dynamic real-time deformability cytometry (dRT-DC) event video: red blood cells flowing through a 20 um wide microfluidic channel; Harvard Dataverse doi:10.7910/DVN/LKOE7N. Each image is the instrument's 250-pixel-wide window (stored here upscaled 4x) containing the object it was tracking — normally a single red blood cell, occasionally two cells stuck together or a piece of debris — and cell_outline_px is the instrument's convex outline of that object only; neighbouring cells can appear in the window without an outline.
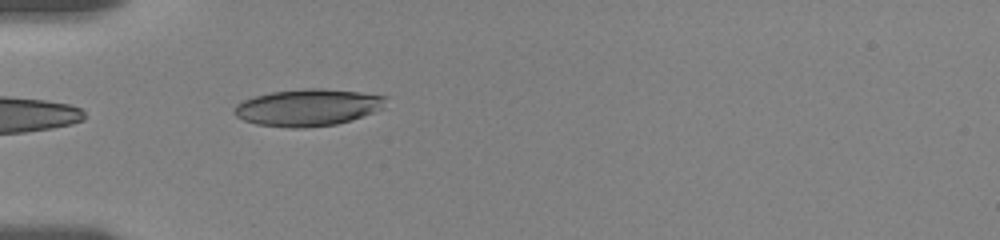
{"species": "human", "species_latin": "Homo sapiens", "temperature_condition": "room temperature", "stored_images_in_passage": 8, "camera_frame_rate_fps": 3000, "um_per_image_px": 0.085, "donor": {"sex": "female"}, "frame": {"image": 1, "passage_image": 1, "time_ms": 0.0, "image_size_px": [1000, 240], "cell_outline_px": [[388, 96], [384, 108], [352, 120], [336, 124], [304, 128], [288, 128], [256, 124], [244, 120], [236, 116], [232, 112], [236, 104], [244, 100], [256, 96], [272, 92], [304, 88], [324, 88], [360, 92]], "centroid_in_image_um": [26.19, 9.13], "position_along_channel_um": 58.8, "area_um2": 32.83}}
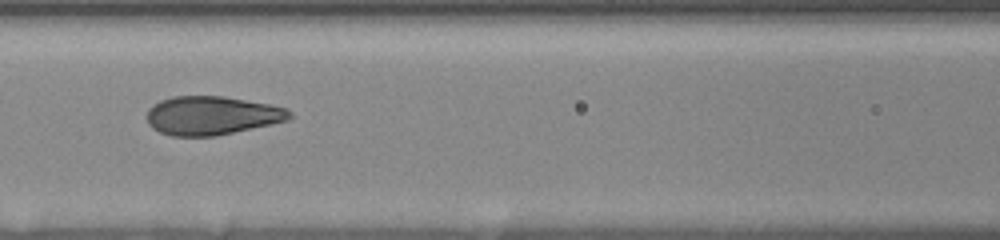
{"frame": {"image": 2, "passage_image": 5, "time_ms": 2.667, "image_size_px": [1000, 240], "cell_outline_px": [[296, 116], [288, 120], [272, 124], [216, 136], [172, 136], [160, 132], [152, 128], [148, 124], [148, 108], [152, 104], [160, 100], [172, 96], [224, 96], [268, 104], [288, 108]], "centroid_in_image_um": [18.02, 9.82], "position_along_channel_um": 148.6, "area_um2": 32.43}}
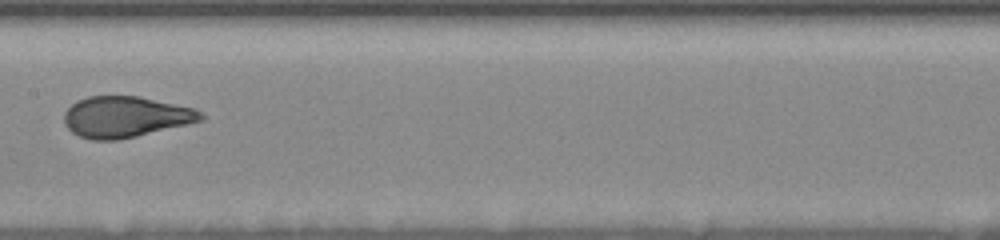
{"frame": {"image": 3, "passage_image": 7, "time_ms": 4.0, "image_size_px": [1000, 240], "cell_outline_px": [[204, 120], [188, 124], [120, 140], [92, 140], [80, 136], [72, 132], [64, 124], [64, 112], [76, 100], [88, 96], [136, 96], [196, 108], [204, 116]], "centroid_in_image_um": [10.66, 9.94], "position_along_channel_um": 196.7, "area_um2": 32.71}}